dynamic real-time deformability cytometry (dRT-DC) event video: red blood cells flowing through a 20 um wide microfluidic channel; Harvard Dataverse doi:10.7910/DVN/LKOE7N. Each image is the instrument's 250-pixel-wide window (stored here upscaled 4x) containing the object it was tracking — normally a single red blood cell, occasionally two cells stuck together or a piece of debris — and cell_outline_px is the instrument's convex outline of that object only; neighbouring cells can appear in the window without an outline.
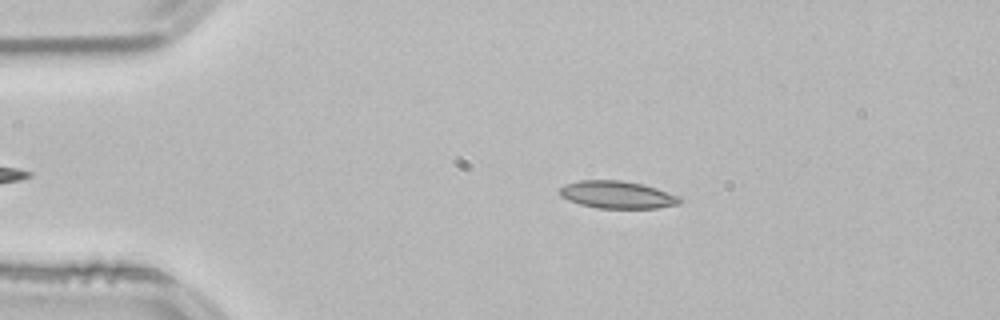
{"species": "common noctule bat (a hibernating species)", "species_latin": "Nyctalus noctula", "temperature_condition": "room temperature", "stored_images_in_passage": 46, "camera_frame_rate_fps": 3000, "um_per_image_px": 0.085, "animal": {"sex": "male", "body_mass_g": 21.5, "forearm_length_mm": 52.0}, "frame": {"image": 1, "passage_image": 10, "time_ms": 3.0, "image_size_px": [1000, 320], "cell_outline_px": [[680, 204], [656, 208], [596, 208], [580, 204], [568, 200], [560, 196], [560, 188], [564, 184], [580, 180], [620, 180], [640, 184], [656, 188], [680, 196]], "centroid_in_image_um": [52.44, 16.55], "position_along_channel_um": 32.6, "area_um2": 19.13}}
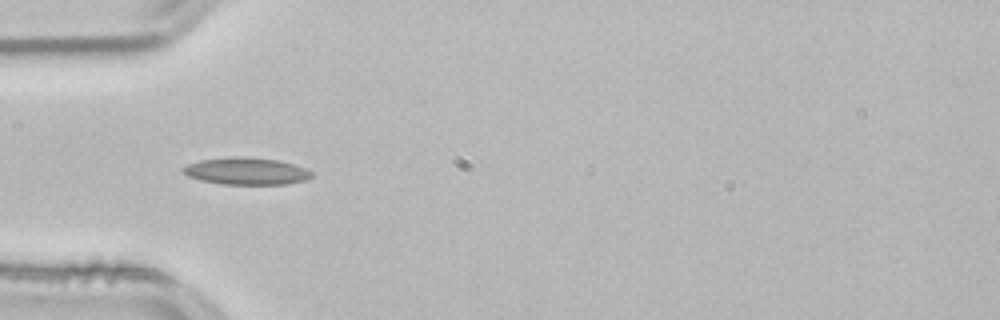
{"frame": {"image": 2, "passage_image": 16, "time_ms": 5.0, "image_size_px": [1000, 320], "cell_outline_px": [[312, 176], [304, 180], [288, 184], [220, 184], [200, 180], [188, 176], [180, 172], [180, 168], [188, 164], [200, 160], [232, 156], [240, 156], [280, 160], [304, 168], [312, 172]], "centroid_in_image_um": [20.88, 14.54], "position_along_channel_um": 64.1, "area_um2": 20.4}}
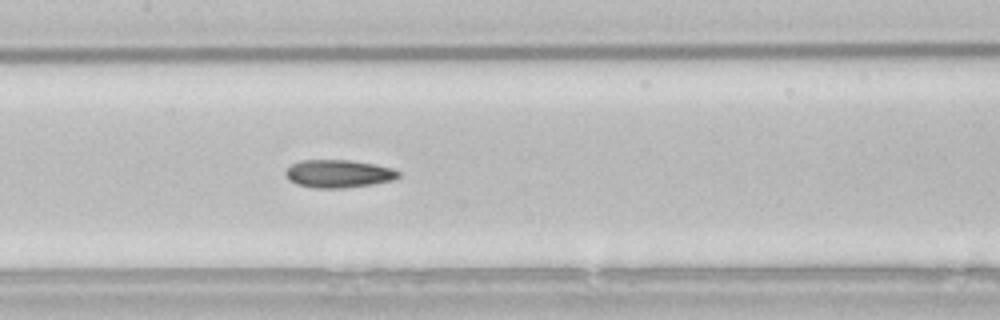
{"frame": {"image": 3, "passage_image": 25, "time_ms": 8.0, "image_size_px": [1000, 320], "cell_outline_px": [[400, 176], [392, 180], [368, 184], [340, 188], [312, 188], [296, 184], [288, 180], [284, 172], [292, 164], [300, 160], [348, 160], [372, 164], [392, 168], [400, 172]], "centroid_in_image_um": [28.71, 14.76], "position_along_channel_um": 178.7, "area_um2": 18.15}, "authors_computed_cell_mechanics": {"area_um2": 18.4093, "velocity_mm_per_s": 3.8425, "shape_relaxation_time_tau1_ms": null, "shape_relaxation_time_tau2_ms": 3.922, "deformation_change_tau1": null, "deformation_change_tau2": 0.1134}}